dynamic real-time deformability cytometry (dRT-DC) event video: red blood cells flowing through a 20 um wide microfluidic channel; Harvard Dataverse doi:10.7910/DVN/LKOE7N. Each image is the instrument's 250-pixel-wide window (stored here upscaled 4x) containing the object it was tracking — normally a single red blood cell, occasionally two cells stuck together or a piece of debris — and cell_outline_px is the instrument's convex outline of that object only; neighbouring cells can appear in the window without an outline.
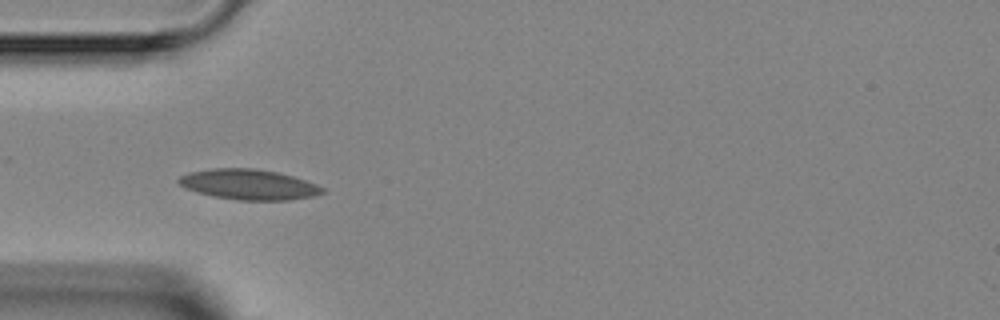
{"species": "Egyptian fruit bat (a non-hibernating species)", "species_latin": "Rousettus aegyptiacus", "temperature_condition": "room temperature", "stored_images_in_passage": 3, "camera_frame_rate_fps": 3000, "um_per_image_px": 0.085, "animal": {"sex": "female"}, "frame": {"image": 1, "passage_image": 1, "time_ms": 0.0, "image_size_px": [1000, 320], "cell_outline_px": [[324, 192], [312, 196], [288, 200], [236, 200], [212, 196], [196, 192], [184, 188], [176, 180], [180, 176], [188, 172], [212, 168], [256, 168], [280, 172], [316, 184], [324, 188]], "centroid_in_image_um": [21.1, 15.67], "position_along_channel_um": 63.9, "area_um2": 25.55}}
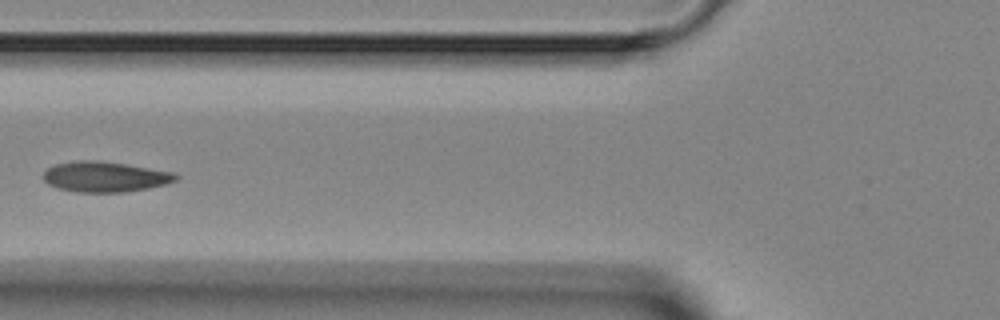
{"frame": {"image": 2, "passage_image": 2, "time_ms": 1.333, "image_size_px": [1000, 320], "cell_outline_px": [[180, 176], [176, 180], [168, 184], [148, 188], [124, 192], [76, 192], [56, 188], [48, 184], [40, 176], [48, 168], [56, 164], [80, 160], [96, 160], [128, 164], [172, 172]], "centroid_in_image_um": [8.91, 15.03], "position_along_channel_um": 116.9, "area_um2": 23.64}}
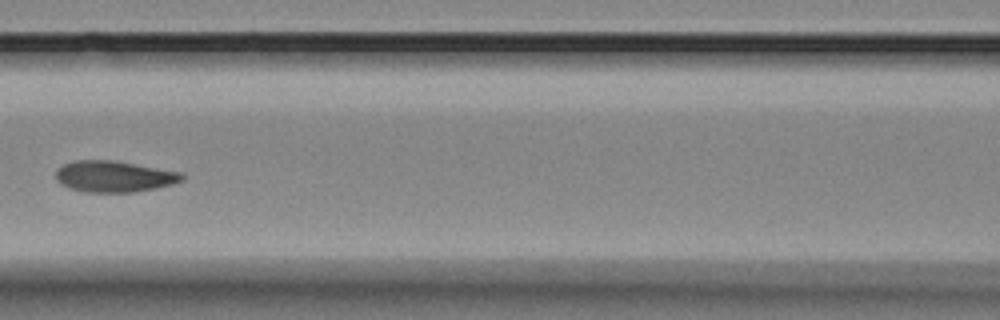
{"frame": {"image": 3, "passage_image": 3, "time_ms": 2.333, "image_size_px": [1000, 320], "cell_outline_px": [[184, 180], [172, 184], [156, 188], [132, 192], [84, 192], [68, 188], [60, 184], [56, 180], [56, 172], [64, 164], [72, 160], [116, 160], [184, 172]], "centroid_in_image_um": [9.72, 14.99], "position_along_channel_um": 156.9, "area_um2": 23.29}}